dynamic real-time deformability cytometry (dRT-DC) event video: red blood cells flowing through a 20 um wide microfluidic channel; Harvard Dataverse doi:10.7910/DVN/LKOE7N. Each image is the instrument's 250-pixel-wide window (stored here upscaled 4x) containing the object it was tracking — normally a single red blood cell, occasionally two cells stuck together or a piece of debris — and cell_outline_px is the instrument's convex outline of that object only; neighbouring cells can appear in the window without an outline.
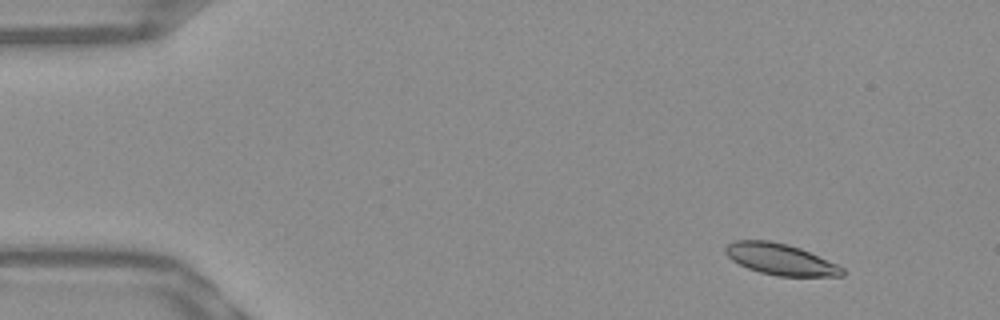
{"species": "Egyptian fruit bat (a non-hibernating species)", "species_latin": "Rousettus aegyptiacus", "temperature_condition": "warm", "stored_images_in_passage": 54, "camera_frame_rate_fps": 3000, "um_per_image_px": 0.085, "frame": {"image": 1, "passage_image": 6, "time_ms": 1.667, "image_size_px": [1000, 320], "cell_outline_px": [[844, 276], [776, 276], [760, 272], [748, 268], [732, 260], [724, 252], [724, 248], [728, 244], [736, 240], [768, 240], [788, 244], [800, 248], [836, 264], [844, 268]], "centroid_in_image_um": [66.32, 22.04], "position_along_channel_um": 18.7, "area_um2": 21.15}}
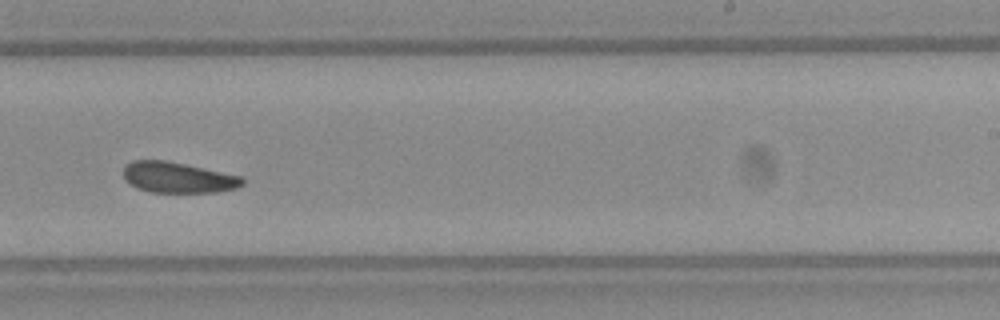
{"frame": {"image": 2, "passage_image": 34, "time_ms": 11.0, "image_size_px": [1000, 320], "cell_outline_px": [[244, 184], [236, 188], [216, 192], [152, 192], [136, 188], [124, 180], [124, 164], [132, 160], [164, 160], [184, 164], [240, 176], [244, 180]], "centroid_in_image_um": [15.07, 15.09], "position_along_channel_um": 273.9, "area_um2": 21.21}}
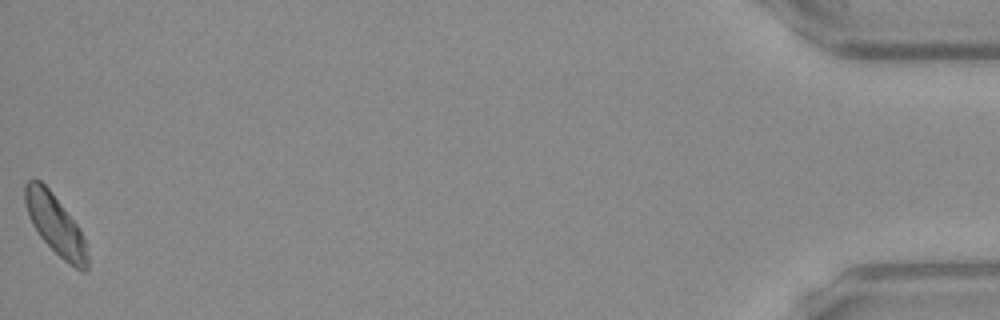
{"frame": {"image": 3, "passage_image": 54, "time_ms": 17.667, "image_size_px": [1000, 320], "cell_outline_px": [[88, 268], [84, 272], [80, 272], [64, 260], [40, 236], [32, 224], [28, 216], [24, 200], [24, 184], [32, 176], [40, 180], [48, 188], [80, 228], [84, 240], [88, 256]], "centroid_in_image_um": [4.69, 19.07], "position_along_channel_um": 430.5, "area_um2": 21.73}, "authors_computed_cell_mechanics": {"area_um2": 21.9062, "velocity_mm_per_s": 3.7971, "shape_relaxation_time_tau1_ms": 2.5888, "shape_relaxation_time_tau2_ms": null, "deformation_change_tau1": 0.077, "deformation_change_tau2": null}}